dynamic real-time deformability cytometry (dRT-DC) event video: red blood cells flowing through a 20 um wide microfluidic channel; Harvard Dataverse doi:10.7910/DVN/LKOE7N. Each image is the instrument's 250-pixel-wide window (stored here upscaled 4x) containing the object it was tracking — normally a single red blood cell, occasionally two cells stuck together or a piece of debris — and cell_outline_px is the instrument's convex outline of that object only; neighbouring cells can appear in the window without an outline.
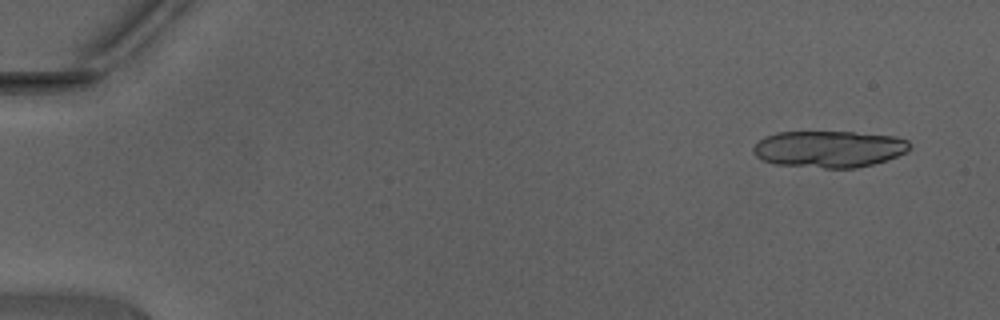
{"species": "Egyptian fruit bat (a non-hibernating species)", "species_latin": "Rousettus aegyptiacus", "temperature_condition": "warm", "stored_images_in_passage": 18, "camera_frame_rate_fps": 3000, "um_per_image_px": 0.085, "animal": {"sex": "male"}, "frame": {"image": 1, "passage_image": 3, "time_ms": 0.667, "image_size_px": [1000, 320], "cell_outline_px": [[912, 144], [908, 152], [872, 164], [856, 168], [824, 168], [776, 164], [764, 160], [756, 156], [752, 152], [752, 148], [764, 136], [776, 132], [852, 132], [896, 136], [908, 140]], "centroid_in_image_um": [70.48, 12.66], "position_along_channel_um": 14.5, "area_um2": 33.52}}